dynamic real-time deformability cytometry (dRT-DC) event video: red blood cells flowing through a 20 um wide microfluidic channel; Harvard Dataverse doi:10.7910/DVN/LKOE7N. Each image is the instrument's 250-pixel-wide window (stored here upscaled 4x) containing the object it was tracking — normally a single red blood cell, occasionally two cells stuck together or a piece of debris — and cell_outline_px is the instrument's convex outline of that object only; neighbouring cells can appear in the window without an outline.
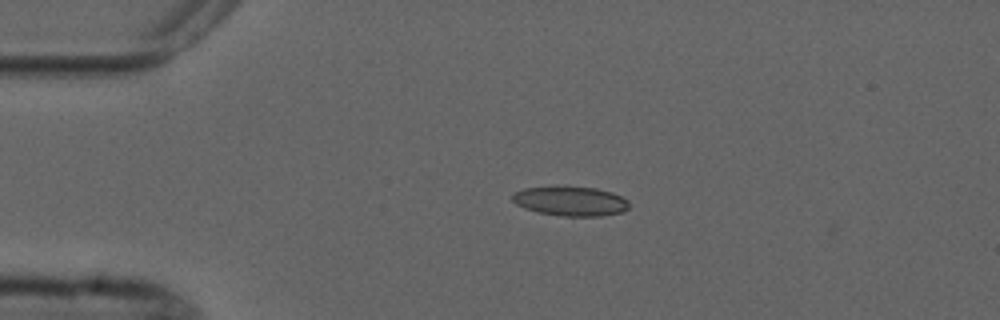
{"species": "common noctule bat (a hibernating species)", "species_latin": "Nyctalus noctula", "temperature_condition": "cold", "stored_images_in_passage": 2, "camera_frame_rate_fps": 3000, "um_per_image_px": 0.085, "animal": {"sex": "male", "forearm_length_mm": 52.5}, "frame": {"image": 1, "passage_image": 1, "time_ms": 0.0, "image_size_px": [1000, 320], "cell_outline_px": [[628, 208], [624, 212], [600, 216], [560, 216], [540, 212], [524, 208], [516, 204], [512, 200], [512, 196], [516, 192], [524, 188], [596, 188], [612, 192], [628, 200]], "centroid_in_image_um": [48.53, 17.13], "position_along_channel_um": 36.5, "area_um2": 19.54}}